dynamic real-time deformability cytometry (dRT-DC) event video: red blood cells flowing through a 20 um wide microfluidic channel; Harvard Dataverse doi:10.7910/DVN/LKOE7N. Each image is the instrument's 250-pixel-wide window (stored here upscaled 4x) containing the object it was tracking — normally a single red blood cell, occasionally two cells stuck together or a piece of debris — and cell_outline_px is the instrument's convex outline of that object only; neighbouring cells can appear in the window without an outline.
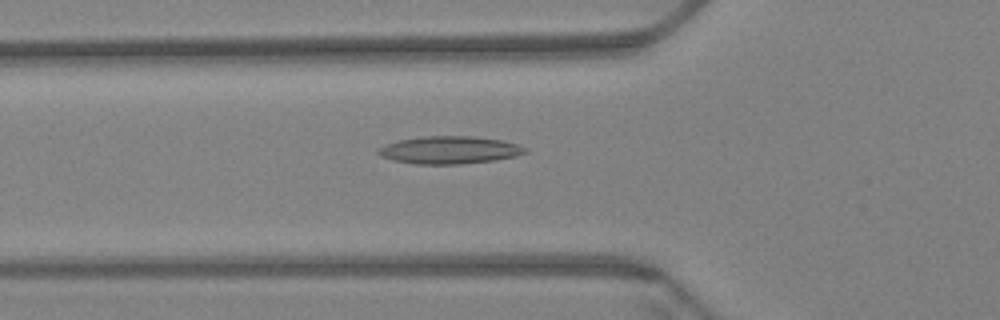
{"species": "Egyptian fruit bat (a non-hibernating species)", "species_latin": "Rousettus aegyptiacus", "temperature_condition": "warm", "stored_images_in_passage": 59, "camera_frame_rate_fps": 3000, "um_per_image_px": 0.085, "animal": {"sex": "female"}, "frame": {"image": 1, "passage_image": 21, "time_ms": 6.667, "image_size_px": [1000, 320], "cell_outline_px": [[528, 152], [516, 156], [496, 160], [460, 164], [416, 164], [392, 160], [380, 156], [376, 152], [376, 148], [400, 140], [424, 136], [472, 136], [500, 140], [516, 144], [528, 148]], "centroid_in_image_um": [38.2, 12.76], "position_along_channel_um": 87.6, "area_um2": 23.64}}
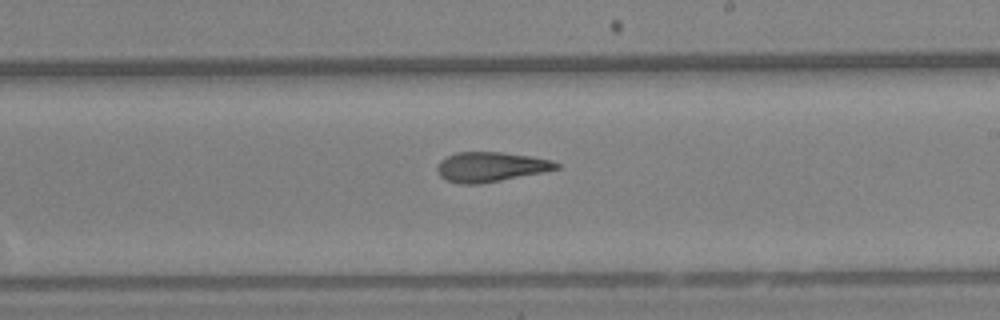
{"frame": {"image": 2, "passage_image": 35, "time_ms": 11.333, "image_size_px": [1000, 320], "cell_outline_px": [[560, 168], [480, 184], [460, 184], [444, 180], [440, 176], [436, 168], [440, 160], [456, 152], [500, 152], [528, 156], [552, 160], [560, 164]], "centroid_in_image_um": [41.65, 14.18], "position_along_channel_um": 247.3, "area_um2": 20.46}}
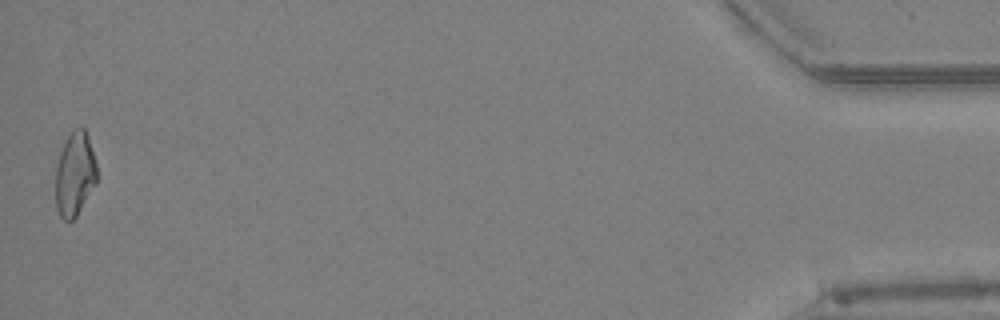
{"frame": {"image": 3, "passage_image": 59, "time_ms": 19.333, "image_size_px": [1000, 320], "cell_outline_px": [[96, 184], [76, 216], [72, 220], [64, 220], [60, 216], [56, 208], [56, 168], [60, 152], [68, 136], [76, 128], [84, 128], [88, 136], [96, 164]], "centroid_in_image_um": [6.36, 14.82], "position_along_channel_um": 428.8, "area_um2": 19.88}, "authors_computed_cell_mechanics": {"area_um2": 21.386, "velocity_mm_per_s": 3.4341, "shape_relaxation_time_tau1_ms": null, "shape_relaxation_time_tau2_ms": 3.3067, "deformation_change_tau1": null, "deformation_change_tau2": 0.1261}}